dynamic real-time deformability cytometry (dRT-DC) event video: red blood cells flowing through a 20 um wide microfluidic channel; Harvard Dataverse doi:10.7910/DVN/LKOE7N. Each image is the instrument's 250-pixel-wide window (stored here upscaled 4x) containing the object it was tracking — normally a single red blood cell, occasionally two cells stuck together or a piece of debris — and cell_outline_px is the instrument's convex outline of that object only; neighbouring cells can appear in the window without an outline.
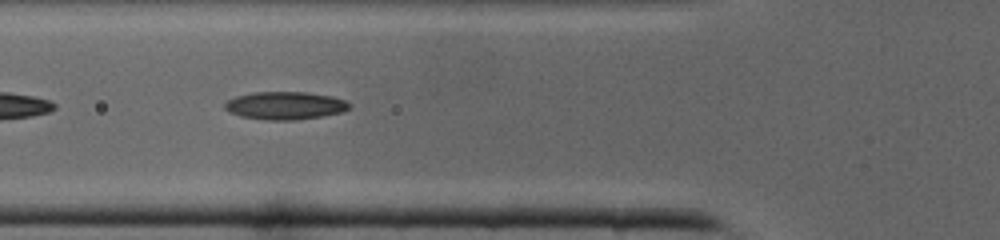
{"species": "common noctule bat (a hibernating species)", "species_latin": "Nyctalus noctula", "temperature_condition": "cold", "stored_images_in_passage": 37, "camera_frame_rate_fps": 3000, "um_per_image_px": 0.085, "animal": {"sex": "male", "body_mass_g": 19.0, "forearm_length_mm": 50.8}, "frame": {"image": 1, "passage_image": 13, "time_ms": 4.0, "image_size_px": [1000, 240], "cell_outline_px": [[352, 104], [348, 108], [340, 112], [320, 116], [296, 120], [268, 120], [240, 116], [224, 108], [224, 104], [228, 100], [236, 96], [256, 92], [308, 92], [332, 96], [344, 100]], "centroid_in_image_um": [24.23, 8.96], "position_along_channel_um": 101.6, "area_um2": 20.0}}
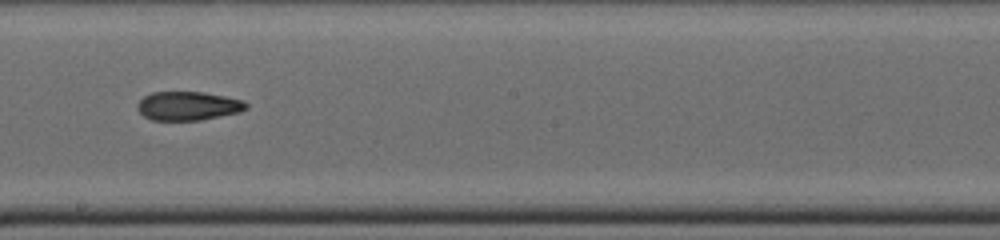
{"frame": {"image": 2, "passage_image": 21, "time_ms": 6.667, "image_size_px": [1000, 240], "cell_outline_px": [[248, 108], [240, 112], [200, 120], [152, 120], [144, 116], [136, 108], [136, 104], [144, 96], [152, 92], [204, 92], [244, 100], [248, 104]], "centroid_in_image_um": [15.99, 9.0], "position_along_channel_um": 232.2, "area_um2": 18.32}}
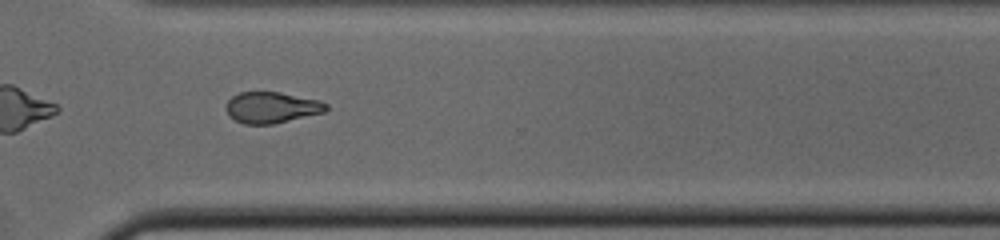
{"frame": {"image": 3, "passage_image": 28, "time_ms": 9.0, "image_size_px": [1000, 240], "cell_outline_px": [[328, 108], [324, 112], [272, 124], [244, 124], [228, 116], [224, 108], [228, 100], [232, 96], [240, 92], [280, 92], [320, 100], [328, 104]], "centroid_in_image_um": [23.06, 9.13], "position_along_channel_um": 347.5, "area_um2": 18.21}}